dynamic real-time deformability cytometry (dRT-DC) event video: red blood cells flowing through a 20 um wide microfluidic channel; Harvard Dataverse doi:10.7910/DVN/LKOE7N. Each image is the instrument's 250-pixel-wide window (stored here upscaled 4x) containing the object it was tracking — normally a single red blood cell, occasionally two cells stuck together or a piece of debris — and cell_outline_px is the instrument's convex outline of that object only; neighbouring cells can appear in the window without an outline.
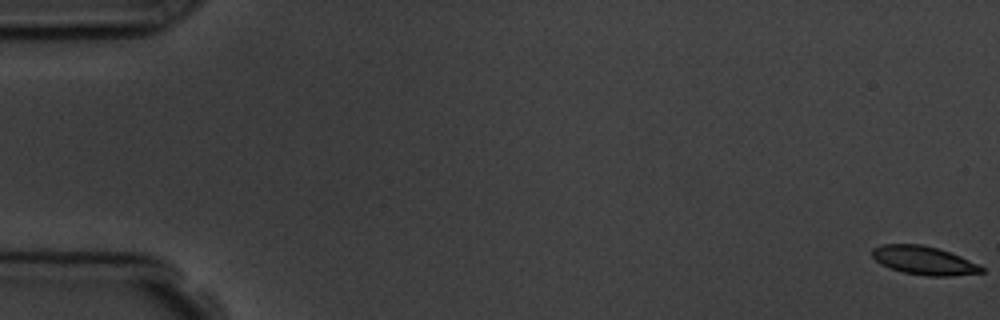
{"species": "common noctule bat (a hibernating species)", "species_latin": "Nyctalus noctula", "temperature_condition": "room temperature", "stored_images_in_passage": 7, "camera_frame_rate_fps": 3000, "um_per_image_px": 0.085, "animal": {"sex": "male", "body_mass_g": 19.5, "forearm_length_mm": 54.6}, "frame": {"image": 1, "passage_image": 1, "time_ms": 0.0, "image_size_px": [1000, 320], "cell_outline_px": [[984, 272], [952, 276], [928, 276], [904, 272], [880, 264], [872, 256], [872, 248], [884, 244], [920, 244], [936, 248], [960, 256], [984, 268]], "centroid_in_image_um": [78.51, 22.14], "position_along_channel_um": 6.5, "area_um2": 17.86}}
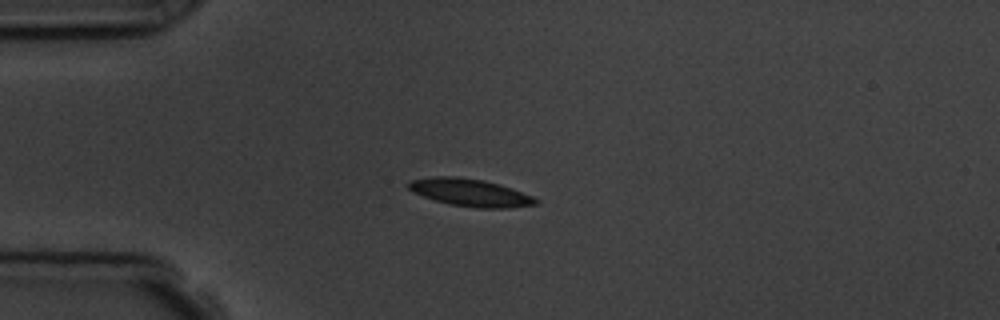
{"frame": {"image": 2, "passage_image": 5, "time_ms": 4.667, "image_size_px": [1000, 320], "cell_outline_px": [[540, 200], [536, 204], [508, 208], [476, 208], [452, 204], [436, 200], [412, 192], [404, 184], [408, 180], [432, 176], [456, 176], [484, 180], [500, 184], [532, 196]], "centroid_in_image_um": [39.92, 16.35], "position_along_channel_um": 45.1, "area_um2": 20.46}}